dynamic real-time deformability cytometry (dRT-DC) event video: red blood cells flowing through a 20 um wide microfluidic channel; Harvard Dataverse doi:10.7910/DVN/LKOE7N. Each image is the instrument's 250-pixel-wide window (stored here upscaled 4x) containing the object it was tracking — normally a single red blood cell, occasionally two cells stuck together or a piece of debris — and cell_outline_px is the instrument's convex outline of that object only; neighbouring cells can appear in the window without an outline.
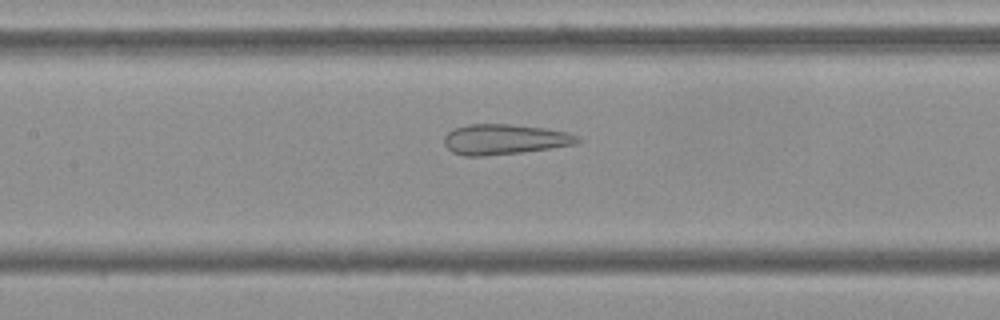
{"species": "Egyptian fruit bat (a non-hibernating species)", "species_latin": "Rousettus aegyptiacus", "temperature_condition": "cold", "stored_images_in_passage": 53, "camera_frame_rate_fps": 3000, "um_per_image_px": 0.085, "frame": {"image": 1, "passage_image": 24, "time_ms": 7.667, "image_size_px": [1000, 320], "cell_outline_px": [[580, 140], [576, 144], [520, 152], [484, 156], [464, 156], [452, 152], [444, 144], [444, 136], [448, 132], [456, 128], [468, 124], [508, 124], [544, 128], [568, 132], [576, 136]], "centroid_in_image_um": [42.84, 11.84], "position_along_channel_um": 164.6, "area_um2": 23.29}}
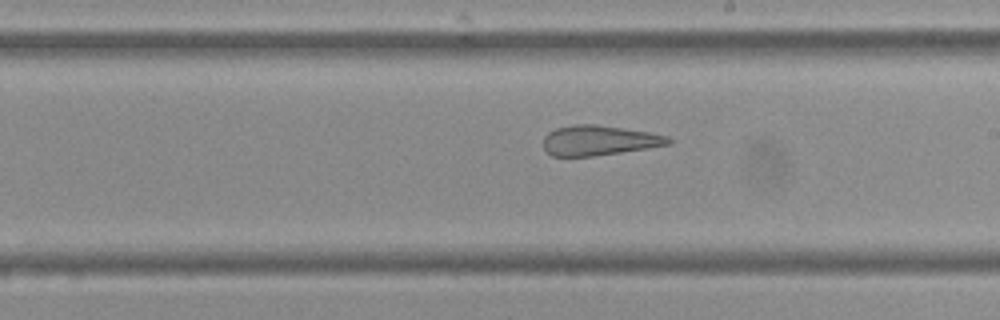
{"frame": {"image": 2, "passage_image": 30, "time_ms": 9.667, "image_size_px": [1000, 320], "cell_outline_px": [[676, 140], [672, 144], [648, 148], [592, 156], [552, 156], [544, 148], [544, 136], [548, 132], [556, 128], [576, 124], [596, 124], [652, 132], [668, 136]], "centroid_in_image_um": [50.98, 11.92], "position_along_channel_um": 238.0, "area_um2": 22.02}}
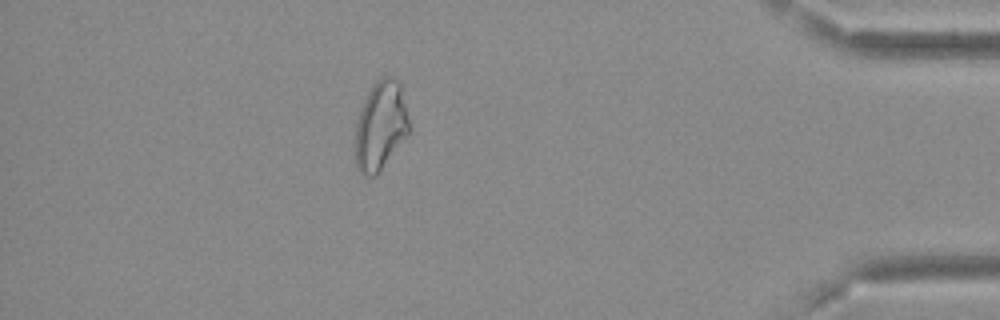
{"frame": {"image": 3, "passage_image": 47, "time_ms": 15.333, "image_size_px": [1000, 320], "cell_outline_px": [[412, 132], [380, 172], [376, 176], [368, 176], [360, 172], [356, 164], [356, 120], [368, 92], [376, 80], [380, 76], [392, 76], [400, 80], [412, 128]], "centroid_in_image_um": [32.42, 10.67], "position_along_channel_um": 402.8, "area_um2": 28.73}, "authors_computed_cell_mechanics": {"area_um2": 28.1486, "velocity_mm_per_s": 3.6939, "shape_relaxation_time_tau1_ms": null, "shape_relaxation_time_tau2_ms": 1.9824, "deformation_change_tau1": null, "deformation_change_tau2": 0.1164}}